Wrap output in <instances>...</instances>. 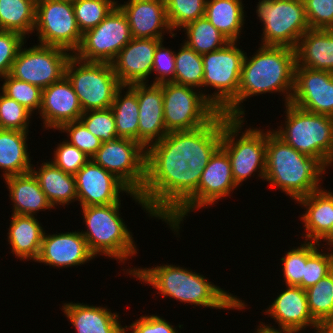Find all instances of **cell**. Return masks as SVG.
Returning a JSON list of instances; mask_svg holds the SVG:
<instances>
[{
  "instance_id": "48",
  "label": "cell",
  "mask_w": 333,
  "mask_h": 333,
  "mask_svg": "<svg viewBox=\"0 0 333 333\" xmlns=\"http://www.w3.org/2000/svg\"><path fill=\"white\" fill-rule=\"evenodd\" d=\"M310 29H333V0H303Z\"/></svg>"
},
{
  "instance_id": "19",
  "label": "cell",
  "mask_w": 333,
  "mask_h": 333,
  "mask_svg": "<svg viewBox=\"0 0 333 333\" xmlns=\"http://www.w3.org/2000/svg\"><path fill=\"white\" fill-rule=\"evenodd\" d=\"M161 39L133 38L111 62L122 86L147 83L152 74L154 52Z\"/></svg>"
},
{
  "instance_id": "45",
  "label": "cell",
  "mask_w": 333,
  "mask_h": 333,
  "mask_svg": "<svg viewBox=\"0 0 333 333\" xmlns=\"http://www.w3.org/2000/svg\"><path fill=\"white\" fill-rule=\"evenodd\" d=\"M304 242L297 248H292L281 258L286 286H300L302 288V277L306 265V241Z\"/></svg>"
},
{
  "instance_id": "13",
  "label": "cell",
  "mask_w": 333,
  "mask_h": 333,
  "mask_svg": "<svg viewBox=\"0 0 333 333\" xmlns=\"http://www.w3.org/2000/svg\"><path fill=\"white\" fill-rule=\"evenodd\" d=\"M132 39L127 18L116 5L96 27L82 34L73 55L86 62L111 63Z\"/></svg>"
},
{
  "instance_id": "11",
  "label": "cell",
  "mask_w": 333,
  "mask_h": 333,
  "mask_svg": "<svg viewBox=\"0 0 333 333\" xmlns=\"http://www.w3.org/2000/svg\"><path fill=\"white\" fill-rule=\"evenodd\" d=\"M256 8L263 23L261 45L295 48L310 29L303 0H260Z\"/></svg>"
},
{
  "instance_id": "18",
  "label": "cell",
  "mask_w": 333,
  "mask_h": 333,
  "mask_svg": "<svg viewBox=\"0 0 333 333\" xmlns=\"http://www.w3.org/2000/svg\"><path fill=\"white\" fill-rule=\"evenodd\" d=\"M286 287V290L280 293L265 311L267 315L274 318L280 328L275 329L263 322L259 326L272 332L299 333L306 327L317 324L310 314L305 290L300 286L287 285Z\"/></svg>"
},
{
  "instance_id": "20",
  "label": "cell",
  "mask_w": 333,
  "mask_h": 333,
  "mask_svg": "<svg viewBox=\"0 0 333 333\" xmlns=\"http://www.w3.org/2000/svg\"><path fill=\"white\" fill-rule=\"evenodd\" d=\"M39 114L48 130H59L64 124L79 120L82 106L66 76L42 89Z\"/></svg>"
},
{
  "instance_id": "54",
  "label": "cell",
  "mask_w": 333,
  "mask_h": 333,
  "mask_svg": "<svg viewBox=\"0 0 333 333\" xmlns=\"http://www.w3.org/2000/svg\"><path fill=\"white\" fill-rule=\"evenodd\" d=\"M255 333H293V332H272V331L265 330V329L261 328L260 326H258Z\"/></svg>"
},
{
  "instance_id": "28",
  "label": "cell",
  "mask_w": 333,
  "mask_h": 333,
  "mask_svg": "<svg viewBox=\"0 0 333 333\" xmlns=\"http://www.w3.org/2000/svg\"><path fill=\"white\" fill-rule=\"evenodd\" d=\"M13 206V214L34 216L53 208L32 172L5 178Z\"/></svg>"
},
{
  "instance_id": "30",
  "label": "cell",
  "mask_w": 333,
  "mask_h": 333,
  "mask_svg": "<svg viewBox=\"0 0 333 333\" xmlns=\"http://www.w3.org/2000/svg\"><path fill=\"white\" fill-rule=\"evenodd\" d=\"M31 172L36 177L48 202L53 208L55 205H69L77 200L76 179L74 175L65 173L51 161L42 163L41 167Z\"/></svg>"
},
{
  "instance_id": "51",
  "label": "cell",
  "mask_w": 333,
  "mask_h": 333,
  "mask_svg": "<svg viewBox=\"0 0 333 333\" xmlns=\"http://www.w3.org/2000/svg\"><path fill=\"white\" fill-rule=\"evenodd\" d=\"M312 327L314 330L316 329L315 333H330V331L322 323H317Z\"/></svg>"
},
{
  "instance_id": "40",
  "label": "cell",
  "mask_w": 333,
  "mask_h": 333,
  "mask_svg": "<svg viewBox=\"0 0 333 333\" xmlns=\"http://www.w3.org/2000/svg\"><path fill=\"white\" fill-rule=\"evenodd\" d=\"M207 0H165L166 15L172 31L205 16Z\"/></svg>"
},
{
  "instance_id": "12",
  "label": "cell",
  "mask_w": 333,
  "mask_h": 333,
  "mask_svg": "<svg viewBox=\"0 0 333 333\" xmlns=\"http://www.w3.org/2000/svg\"><path fill=\"white\" fill-rule=\"evenodd\" d=\"M91 160L132 192L141 193L146 178V148L140 142L127 138L103 142Z\"/></svg>"
},
{
  "instance_id": "42",
  "label": "cell",
  "mask_w": 333,
  "mask_h": 333,
  "mask_svg": "<svg viewBox=\"0 0 333 333\" xmlns=\"http://www.w3.org/2000/svg\"><path fill=\"white\" fill-rule=\"evenodd\" d=\"M79 120L102 143L118 138L115 117L111 108L83 112Z\"/></svg>"
},
{
  "instance_id": "1",
  "label": "cell",
  "mask_w": 333,
  "mask_h": 333,
  "mask_svg": "<svg viewBox=\"0 0 333 333\" xmlns=\"http://www.w3.org/2000/svg\"><path fill=\"white\" fill-rule=\"evenodd\" d=\"M222 113L209 124L168 132L146 148V178L139 194L146 213L178 232L196 210V189L210 157L221 146Z\"/></svg>"
},
{
  "instance_id": "36",
  "label": "cell",
  "mask_w": 333,
  "mask_h": 333,
  "mask_svg": "<svg viewBox=\"0 0 333 333\" xmlns=\"http://www.w3.org/2000/svg\"><path fill=\"white\" fill-rule=\"evenodd\" d=\"M175 83L190 87H203L204 67L202 55L185 43L175 52Z\"/></svg>"
},
{
  "instance_id": "37",
  "label": "cell",
  "mask_w": 333,
  "mask_h": 333,
  "mask_svg": "<svg viewBox=\"0 0 333 333\" xmlns=\"http://www.w3.org/2000/svg\"><path fill=\"white\" fill-rule=\"evenodd\" d=\"M305 292L310 314L317 323L333 319V271Z\"/></svg>"
},
{
  "instance_id": "5",
  "label": "cell",
  "mask_w": 333,
  "mask_h": 333,
  "mask_svg": "<svg viewBox=\"0 0 333 333\" xmlns=\"http://www.w3.org/2000/svg\"><path fill=\"white\" fill-rule=\"evenodd\" d=\"M285 127L272 130L296 151L318 160L325 168L333 164V117L311 113L286 103Z\"/></svg>"
},
{
  "instance_id": "32",
  "label": "cell",
  "mask_w": 333,
  "mask_h": 333,
  "mask_svg": "<svg viewBox=\"0 0 333 333\" xmlns=\"http://www.w3.org/2000/svg\"><path fill=\"white\" fill-rule=\"evenodd\" d=\"M243 9L242 0H207L205 17L230 42H236L246 20Z\"/></svg>"
},
{
  "instance_id": "34",
  "label": "cell",
  "mask_w": 333,
  "mask_h": 333,
  "mask_svg": "<svg viewBox=\"0 0 333 333\" xmlns=\"http://www.w3.org/2000/svg\"><path fill=\"white\" fill-rule=\"evenodd\" d=\"M36 2L37 0H0V30L29 36L35 28Z\"/></svg>"
},
{
  "instance_id": "33",
  "label": "cell",
  "mask_w": 333,
  "mask_h": 333,
  "mask_svg": "<svg viewBox=\"0 0 333 333\" xmlns=\"http://www.w3.org/2000/svg\"><path fill=\"white\" fill-rule=\"evenodd\" d=\"M123 88L126 89L124 97L122 96ZM110 108L115 117L118 138H127L138 142L139 105L136 84L121 86L117 90Z\"/></svg>"
},
{
  "instance_id": "23",
  "label": "cell",
  "mask_w": 333,
  "mask_h": 333,
  "mask_svg": "<svg viewBox=\"0 0 333 333\" xmlns=\"http://www.w3.org/2000/svg\"><path fill=\"white\" fill-rule=\"evenodd\" d=\"M238 186L234 182L231 162L227 153L219 147L210 157L196 189V209L215 204L228 197Z\"/></svg>"
},
{
  "instance_id": "4",
  "label": "cell",
  "mask_w": 333,
  "mask_h": 333,
  "mask_svg": "<svg viewBox=\"0 0 333 333\" xmlns=\"http://www.w3.org/2000/svg\"><path fill=\"white\" fill-rule=\"evenodd\" d=\"M326 171L316 159L296 151L271 130L266 132V168L264 180L298 200L320 188ZM321 176V178H320Z\"/></svg>"
},
{
  "instance_id": "15",
  "label": "cell",
  "mask_w": 333,
  "mask_h": 333,
  "mask_svg": "<svg viewBox=\"0 0 333 333\" xmlns=\"http://www.w3.org/2000/svg\"><path fill=\"white\" fill-rule=\"evenodd\" d=\"M71 56V52L56 46L21 47L10 75L44 89L65 76V67Z\"/></svg>"
},
{
  "instance_id": "17",
  "label": "cell",
  "mask_w": 333,
  "mask_h": 333,
  "mask_svg": "<svg viewBox=\"0 0 333 333\" xmlns=\"http://www.w3.org/2000/svg\"><path fill=\"white\" fill-rule=\"evenodd\" d=\"M290 103L311 113L333 117V73L295 66Z\"/></svg>"
},
{
  "instance_id": "31",
  "label": "cell",
  "mask_w": 333,
  "mask_h": 333,
  "mask_svg": "<svg viewBox=\"0 0 333 333\" xmlns=\"http://www.w3.org/2000/svg\"><path fill=\"white\" fill-rule=\"evenodd\" d=\"M28 132L0 129V168L4 179L31 172L27 135ZM27 148V149H26Z\"/></svg>"
},
{
  "instance_id": "39",
  "label": "cell",
  "mask_w": 333,
  "mask_h": 333,
  "mask_svg": "<svg viewBox=\"0 0 333 333\" xmlns=\"http://www.w3.org/2000/svg\"><path fill=\"white\" fill-rule=\"evenodd\" d=\"M115 0H77L73 8L77 25L83 34L96 27L117 5Z\"/></svg>"
},
{
  "instance_id": "16",
  "label": "cell",
  "mask_w": 333,
  "mask_h": 333,
  "mask_svg": "<svg viewBox=\"0 0 333 333\" xmlns=\"http://www.w3.org/2000/svg\"><path fill=\"white\" fill-rule=\"evenodd\" d=\"M74 176L77 201H80L81 207L119 203L121 202L119 194L124 191L146 210L139 194L132 192L115 175L95 164L91 159Z\"/></svg>"
},
{
  "instance_id": "10",
  "label": "cell",
  "mask_w": 333,
  "mask_h": 333,
  "mask_svg": "<svg viewBox=\"0 0 333 333\" xmlns=\"http://www.w3.org/2000/svg\"><path fill=\"white\" fill-rule=\"evenodd\" d=\"M173 82L162 83L164 124L167 132L189 131L209 124L219 111L206 93Z\"/></svg>"
},
{
  "instance_id": "14",
  "label": "cell",
  "mask_w": 333,
  "mask_h": 333,
  "mask_svg": "<svg viewBox=\"0 0 333 333\" xmlns=\"http://www.w3.org/2000/svg\"><path fill=\"white\" fill-rule=\"evenodd\" d=\"M35 29L39 34L38 44L63 48L72 55L82 40L73 2L69 1L37 0Z\"/></svg>"
},
{
  "instance_id": "26",
  "label": "cell",
  "mask_w": 333,
  "mask_h": 333,
  "mask_svg": "<svg viewBox=\"0 0 333 333\" xmlns=\"http://www.w3.org/2000/svg\"><path fill=\"white\" fill-rule=\"evenodd\" d=\"M294 49L296 66L333 73V29H309Z\"/></svg>"
},
{
  "instance_id": "7",
  "label": "cell",
  "mask_w": 333,
  "mask_h": 333,
  "mask_svg": "<svg viewBox=\"0 0 333 333\" xmlns=\"http://www.w3.org/2000/svg\"><path fill=\"white\" fill-rule=\"evenodd\" d=\"M237 42L202 55L204 76L203 87L216 89L207 100L230 118H239V83L242 62L245 56Z\"/></svg>"
},
{
  "instance_id": "47",
  "label": "cell",
  "mask_w": 333,
  "mask_h": 333,
  "mask_svg": "<svg viewBox=\"0 0 333 333\" xmlns=\"http://www.w3.org/2000/svg\"><path fill=\"white\" fill-rule=\"evenodd\" d=\"M25 37L18 32L0 30V77L10 74L12 64Z\"/></svg>"
},
{
  "instance_id": "29",
  "label": "cell",
  "mask_w": 333,
  "mask_h": 333,
  "mask_svg": "<svg viewBox=\"0 0 333 333\" xmlns=\"http://www.w3.org/2000/svg\"><path fill=\"white\" fill-rule=\"evenodd\" d=\"M44 232L35 216L12 214L7 233L11 253L23 261H35L40 253Z\"/></svg>"
},
{
  "instance_id": "22",
  "label": "cell",
  "mask_w": 333,
  "mask_h": 333,
  "mask_svg": "<svg viewBox=\"0 0 333 333\" xmlns=\"http://www.w3.org/2000/svg\"><path fill=\"white\" fill-rule=\"evenodd\" d=\"M95 256L89 251L80 231L46 235L44 232L40 253L35 262L53 267H71L85 264Z\"/></svg>"
},
{
  "instance_id": "25",
  "label": "cell",
  "mask_w": 333,
  "mask_h": 333,
  "mask_svg": "<svg viewBox=\"0 0 333 333\" xmlns=\"http://www.w3.org/2000/svg\"><path fill=\"white\" fill-rule=\"evenodd\" d=\"M296 202L305 206L301 220L304 223L305 241L320 244L329 234L333 223V193L320 188ZM307 237V238H306ZM320 241V242H319Z\"/></svg>"
},
{
  "instance_id": "8",
  "label": "cell",
  "mask_w": 333,
  "mask_h": 333,
  "mask_svg": "<svg viewBox=\"0 0 333 333\" xmlns=\"http://www.w3.org/2000/svg\"><path fill=\"white\" fill-rule=\"evenodd\" d=\"M243 119L230 118L222 113L220 147L230 159L234 182L237 186L249 179L252 174L254 175L253 172H258V177L264 179L266 168V132L264 133L260 128H249L245 132H240L245 122ZM239 133H242L241 136Z\"/></svg>"
},
{
  "instance_id": "41",
  "label": "cell",
  "mask_w": 333,
  "mask_h": 333,
  "mask_svg": "<svg viewBox=\"0 0 333 333\" xmlns=\"http://www.w3.org/2000/svg\"><path fill=\"white\" fill-rule=\"evenodd\" d=\"M2 93L24 106L31 113L41 107L42 89L39 86L18 80L10 74L3 77Z\"/></svg>"
},
{
  "instance_id": "53",
  "label": "cell",
  "mask_w": 333,
  "mask_h": 333,
  "mask_svg": "<svg viewBox=\"0 0 333 333\" xmlns=\"http://www.w3.org/2000/svg\"><path fill=\"white\" fill-rule=\"evenodd\" d=\"M322 324L330 331V333H333V319L322 322Z\"/></svg>"
},
{
  "instance_id": "49",
  "label": "cell",
  "mask_w": 333,
  "mask_h": 333,
  "mask_svg": "<svg viewBox=\"0 0 333 333\" xmlns=\"http://www.w3.org/2000/svg\"><path fill=\"white\" fill-rule=\"evenodd\" d=\"M162 43L163 40L157 45L154 52L152 72H155L157 77L153 84L175 83V52L163 47Z\"/></svg>"
},
{
  "instance_id": "2",
  "label": "cell",
  "mask_w": 333,
  "mask_h": 333,
  "mask_svg": "<svg viewBox=\"0 0 333 333\" xmlns=\"http://www.w3.org/2000/svg\"><path fill=\"white\" fill-rule=\"evenodd\" d=\"M133 277L152 285L158 294L180 302L215 309H245L240 298L209 282L203 275L172 264L126 270Z\"/></svg>"
},
{
  "instance_id": "50",
  "label": "cell",
  "mask_w": 333,
  "mask_h": 333,
  "mask_svg": "<svg viewBox=\"0 0 333 333\" xmlns=\"http://www.w3.org/2000/svg\"><path fill=\"white\" fill-rule=\"evenodd\" d=\"M124 327L125 333H127V330H132L131 333H179L176 328L164 318L153 314L149 316L142 315L138 320L131 323L130 326L126 325Z\"/></svg>"
},
{
  "instance_id": "3",
  "label": "cell",
  "mask_w": 333,
  "mask_h": 333,
  "mask_svg": "<svg viewBox=\"0 0 333 333\" xmlns=\"http://www.w3.org/2000/svg\"><path fill=\"white\" fill-rule=\"evenodd\" d=\"M245 53L239 83V118H244L241 103L251 96L282 92L285 104L294 91L295 49L286 46L261 45L254 56ZM243 116V117H242Z\"/></svg>"
},
{
  "instance_id": "21",
  "label": "cell",
  "mask_w": 333,
  "mask_h": 333,
  "mask_svg": "<svg viewBox=\"0 0 333 333\" xmlns=\"http://www.w3.org/2000/svg\"><path fill=\"white\" fill-rule=\"evenodd\" d=\"M117 6L125 14L133 38L163 40L166 31L174 37L166 15L165 0H128Z\"/></svg>"
},
{
  "instance_id": "55",
  "label": "cell",
  "mask_w": 333,
  "mask_h": 333,
  "mask_svg": "<svg viewBox=\"0 0 333 333\" xmlns=\"http://www.w3.org/2000/svg\"><path fill=\"white\" fill-rule=\"evenodd\" d=\"M64 1L75 2V1H77V0H64Z\"/></svg>"
},
{
  "instance_id": "35",
  "label": "cell",
  "mask_w": 333,
  "mask_h": 333,
  "mask_svg": "<svg viewBox=\"0 0 333 333\" xmlns=\"http://www.w3.org/2000/svg\"><path fill=\"white\" fill-rule=\"evenodd\" d=\"M183 30L187 34L184 43L200 55L214 52L230 42L205 16L187 23Z\"/></svg>"
},
{
  "instance_id": "24",
  "label": "cell",
  "mask_w": 333,
  "mask_h": 333,
  "mask_svg": "<svg viewBox=\"0 0 333 333\" xmlns=\"http://www.w3.org/2000/svg\"><path fill=\"white\" fill-rule=\"evenodd\" d=\"M148 85L136 84L139 105L138 142L145 148L168 133L164 124L162 84Z\"/></svg>"
},
{
  "instance_id": "9",
  "label": "cell",
  "mask_w": 333,
  "mask_h": 333,
  "mask_svg": "<svg viewBox=\"0 0 333 333\" xmlns=\"http://www.w3.org/2000/svg\"><path fill=\"white\" fill-rule=\"evenodd\" d=\"M65 76L79 98L83 112L109 109L122 86L111 63L86 62L74 55L67 61Z\"/></svg>"
},
{
  "instance_id": "44",
  "label": "cell",
  "mask_w": 333,
  "mask_h": 333,
  "mask_svg": "<svg viewBox=\"0 0 333 333\" xmlns=\"http://www.w3.org/2000/svg\"><path fill=\"white\" fill-rule=\"evenodd\" d=\"M59 130L66 132L70 139L67 141L90 158L101 147V140L93 135L80 120L66 123Z\"/></svg>"
},
{
  "instance_id": "27",
  "label": "cell",
  "mask_w": 333,
  "mask_h": 333,
  "mask_svg": "<svg viewBox=\"0 0 333 333\" xmlns=\"http://www.w3.org/2000/svg\"><path fill=\"white\" fill-rule=\"evenodd\" d=\"M62 307L76 333H125L118 313H111L106 307L73 302L64 303Z\"/></svg>"
},
{
  "instance_id": "38",
  "label": "cell",
  "mask_w": 333,
  "mask_h": 333,
  "mask_svg": "<svg viewBox=\"0 0 333 333\" xmlns=\"http://www.w3.org/2000/svg\"><path fill=\"white\" fill-rule=\"evenodd\" d=\"M319 248L320 244L306 241V265L302 277L303 290L314 286L333 271V252L322 253Z\"/></svg>"
},
{
  "instance_id": "43",
  "label": "cell",
  "mask_w": 333,
  "mask_h": 333,
  "mask_svg": "<svg viewBox=\"0 0 333 333\" xmlns=\"http://www.w3.org/2000/svg\"><path fill=\"white\" fill-rule=\"evenodd\" d=\"M32 113L15 100L0 94V129L29 132Z\"/></svg>"
},
{
  "instance_id": "46",
  "label": "cell",
  "mask_w": 333,
  "mask_h": 333,
  "mask_svg": "<svg viewBox=\"0 0 333 333\" xmlns=\"http://www.w3.org/2000/svg\"><path fill=\"white\" fill-rule=\"evenodd\" d=\"M54 151L51 162L65 173L75 175L91 158L77 147L63 140Z\"/></svg>"
},
{
  "instance_id": "52",
  "label": "cell",
  "mask_w": 333,
  "mask_h": 333,
  "mask_svg": "<svg viewBox=\"0 0 333 333\" xmlns=\"http://www.w3.org/2000/svg\"><path fill=\"white\" fill-rule=\"evenodd\" d=\"M326 241L328 242L327 245L330 247L333 246V223H332V228L330 230V234L323 240V242Z\"/></svg>"
},
{
  "instance_id": "6",
  "label": "cell",
  "mask_w": 333,
  "mask_h": 333,
  "mask_svg": "<svg viewBox=\"0 0 333 333\" xmlns=\"http://www.w3.org/2000/svg\"><path fill=\"white\" fill-rule=\"evenodd\" d=\"M121 203L91 205L82 208L87 231H81L89 251L123 263L137 254L133 235L120 217Z\"/></svg>"
}]
</instances>
